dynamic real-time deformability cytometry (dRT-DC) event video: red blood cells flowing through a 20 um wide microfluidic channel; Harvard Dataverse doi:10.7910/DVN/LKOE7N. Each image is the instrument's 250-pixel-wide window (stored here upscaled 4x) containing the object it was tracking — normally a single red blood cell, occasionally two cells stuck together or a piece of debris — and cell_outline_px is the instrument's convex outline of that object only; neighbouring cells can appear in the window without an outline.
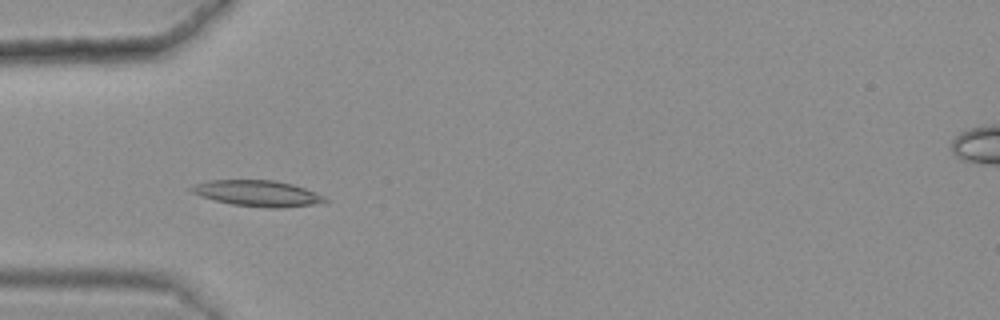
{"species": "common noctule bat (a hibernating species)", "species_latin": "Nyctalus noctula", "temperature_condition": "warm", "stored_images_in_passage": 32, "camera_frame_rate_fps": 3000, "um_per_image_px": 0.085, "animal": {"sex": "female", "body_mass_g": 25.1}, "frame": {"image": 1, "passage_image": 5, "time_ms": 1.333, "image_size_px": [1000, 320], "cell_outline_px": [[328, 200], [312, 204], [280, 208], [264, 208], [232, 204], [200, 196], [192, 192], [188, 188], [192, 184], [208, 180], [276, 180], [292, 184], [304, 188], [324, 196]], "centroid_in_image_um": [21.83, 16.42], "position_along_channel_um": 63.2, "area_um2": 20.11}, "authors_computed_cell_mechanics": {"area_um2": 17.8024, "velocity_mm_per_s": 3.5928, "shape_relaxation_time_tau1_ms": null, "shape_relaxation_time_tau2_ms": 7.7089, "deformation_change_tau1": null, "deformation_change_tau2": 0.1124}}